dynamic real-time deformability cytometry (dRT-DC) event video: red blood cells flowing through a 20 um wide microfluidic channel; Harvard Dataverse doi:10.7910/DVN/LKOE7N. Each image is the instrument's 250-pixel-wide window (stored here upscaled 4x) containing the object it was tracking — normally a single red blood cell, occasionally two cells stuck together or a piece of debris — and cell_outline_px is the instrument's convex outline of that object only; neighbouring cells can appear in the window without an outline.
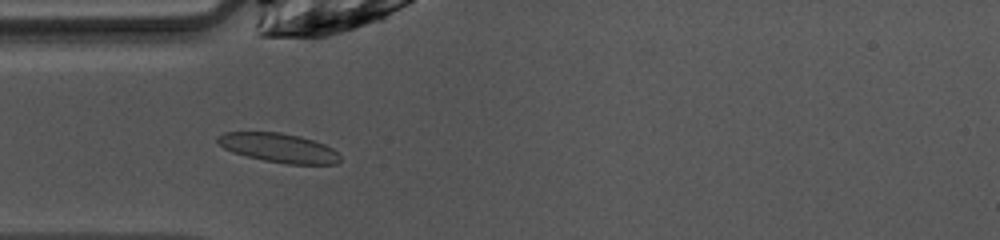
{"species": "common noctule bat (a hibernating species)", "species_latin": "Nyctalus noctula", "temperature_condition": "warm", "stored_images_in_passage": 42, "camera_frame_rate_fps": 3000, "um_per_image_px": 0.085, "animal": {"sex": "female", "body_mass_g": 10.0, "forearm_length_mm": 53.1}, "frame": {"image": 1, "passage_image": 7, "time_ms": 2.0, "image_size_px": [1000, 240], "cell_outline_px": [[340, 160], [336, 164], [288, 164], [264, 160], [232, 152], [224, 148], [216, 140], [216, 136], [224, 132], [280, 132], [300, 136], [324, 144], [332, 148], [340, 156]], "centroid_in_image_um": [23.68, 12.56], "position_along_channel_um": 61.3, "area_um2": 20.69}}
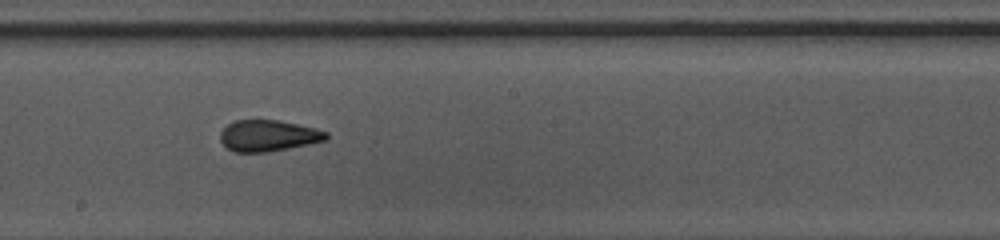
{"frame": {"image": 2, "passage_image": 19, "time_ms": 6.0, "image_size_px": [1000, 240], "cell_outline_px": [[328, 140], [268, 152], [232, 152], [220, 140], [220, 132], [228, 124], [236, 120], [280, 120], [316, 128], [328, 132]], "centroid_in_image_um": [22.82, 11.53], "position_along_channel_um": 225.4, "area_um2": 19.36}}
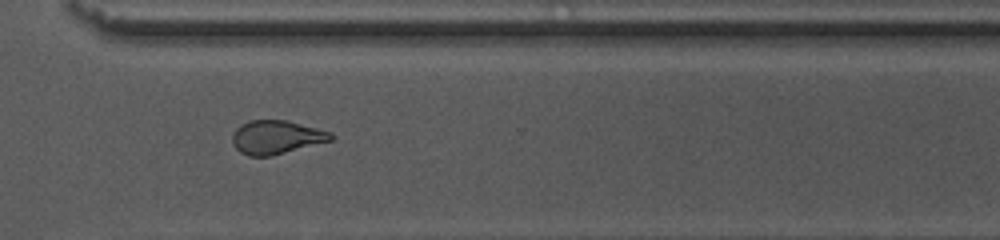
{"frame": {"image": 3, "passage_image": 28, "time_ms": 9.0, "image_size_px": [1000, 240], "cell_outline_px": [[336, 136], [332, 140], [272, 156], [248, 156], [240, 152], [232, 144], [232, 136], [236, 128], [240, 124], [248, 120], [288, 120], [332, 132]], "centroid_in_image_um": [23.49, 11.66], "position_along_channel_um": 347.1, "area_um2": 19.54}, "authors_computed_cell_mechanics": {"area_um2": 20.0566, "velocity_mm_per_s": 4.0762, "shape_relaxation_time_tau1_ms": null, "shape_relaxation_time_tau2_ms": 1.8279, "deformation_change_tau1": null, "deformation_change_tau2": 0.0935}}